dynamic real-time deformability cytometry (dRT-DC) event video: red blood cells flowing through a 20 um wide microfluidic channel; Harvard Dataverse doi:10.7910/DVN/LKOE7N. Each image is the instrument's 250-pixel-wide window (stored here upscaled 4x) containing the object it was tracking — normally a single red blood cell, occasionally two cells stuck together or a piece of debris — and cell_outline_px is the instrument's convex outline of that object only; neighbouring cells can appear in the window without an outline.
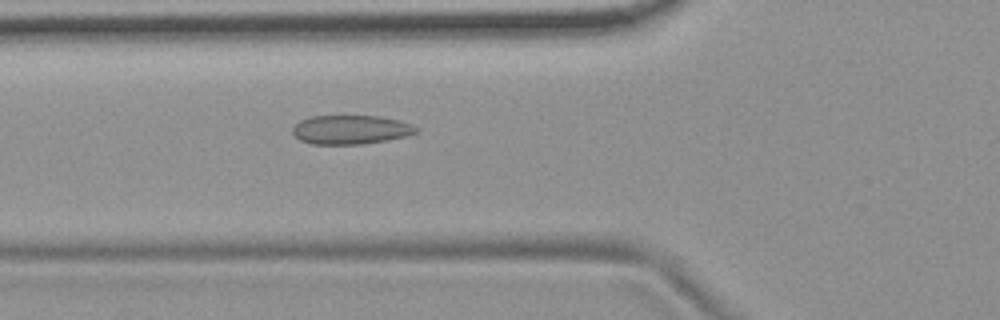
{"species": "common noctule bat (a hibernating species)", "species_latin": "Nyctalus noctula", "temperature_condition": "room temperature", "stored_images_in_passage": 4, "camera_frame_rate_fps": 3000, "um_per_image_px": 0.085, "animal": {"sex": "female", "body_mass_g": 19.9}, "frame": {"image": 1, "passage_image": 4, "time_ms": 3.333, "image_size_px": [1000, 320], "cell_outline_px": [[416, 132], [408, 136], [388, 140], [360, 144], [312, 144], [300, 140], [292, 132], [292, 128], [300, 120], [308, 116], [380, 116], [400, 120], [412, 124], [416, 128]], "centroid_in_image_um": [29.81, 11.02], "position_along_channel_um": 96.0, "area_um2": 20.92}}